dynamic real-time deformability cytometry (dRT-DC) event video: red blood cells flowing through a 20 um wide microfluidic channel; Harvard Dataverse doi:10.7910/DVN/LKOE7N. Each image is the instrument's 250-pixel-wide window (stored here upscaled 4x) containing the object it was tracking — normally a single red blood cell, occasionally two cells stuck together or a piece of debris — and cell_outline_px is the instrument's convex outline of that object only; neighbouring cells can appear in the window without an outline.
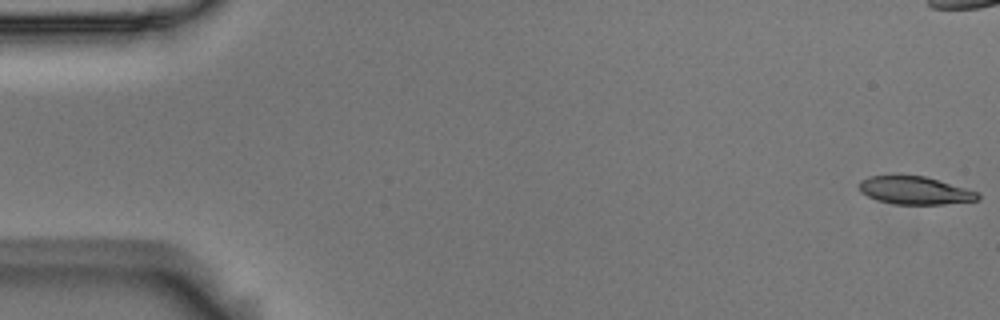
{"species": "Egyptian fruit bat (a non-hibernating species)", "species_latin": "Rousettus aegyptiacus", "temperature_condition": "room temperature", "stored_images_in_passage": 7, "camera_frame_rate_fps": 3000, "um_per_image_px": 0.085, "animal": {"sex": "male"}, "frame": {"image": 1, "passage_image": 1, "time_ms": 0.0, "image_size_px": [1000, 320], "cell_outline_px": [[980, 200], [944, 204], [892, 204], [876, 200], [860, 192], [860, 180], [868, 176], [924, 176], [980, 192]], "centroid_in_image_um": [77.79, 16.2], "position_along_channel_um": 7.2, "area_um2": 19.25}}
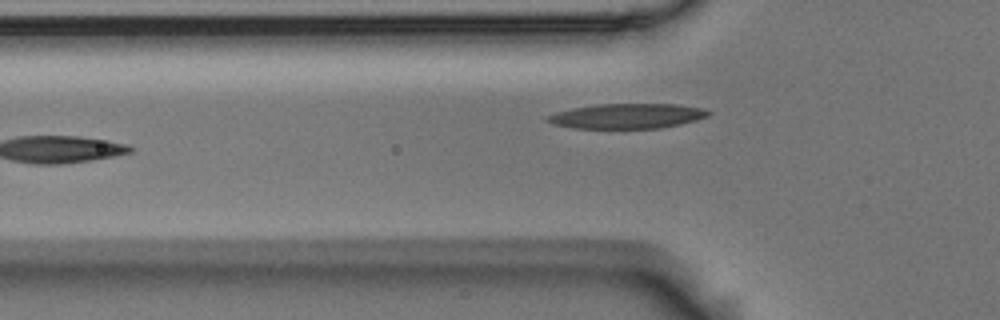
{"frame": {"image": 2, "passage_image": 7, "time_ms": 2.0, "image_size_px": [1000, 320], "cell_outline_px": [[712, 112], [708, 116], [696, 120], [680, 124], [660, 128], [572, 128], [552, 124], [544, 120], [544, 116], [556, 112], [572, 108], [596, 104], [676, 104], [700, 108]], "centroid_in_image_um": [53.24, 9.86], "position_along_channel_um": 72.6, "area_um2": 23.47}}